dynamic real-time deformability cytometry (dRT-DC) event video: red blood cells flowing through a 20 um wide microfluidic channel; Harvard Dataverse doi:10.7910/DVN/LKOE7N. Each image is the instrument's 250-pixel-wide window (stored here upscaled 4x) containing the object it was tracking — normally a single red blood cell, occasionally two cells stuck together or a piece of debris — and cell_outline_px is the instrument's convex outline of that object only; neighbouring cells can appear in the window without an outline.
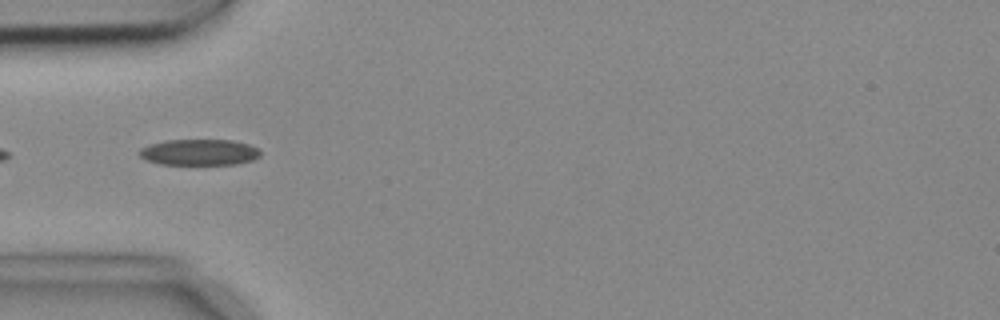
{"species": "common noctule bat (a hibernating species)", "species_latin": "Nyctalus noctula", "temperature_condition": "cold", "stored_images_in_passage": 8, "segment_of_instrument_passage": [2, 2], "camera_frame_rate_fps": 3000, "um_per_image_px": 0.085, "animal": {"sex": "female", "body_mass_g": 18.4}, "frame": {"image": 1, "passage_image": 5, "time_ms": 1.333, "image_size_px": [1000, 320], "cell_outline_px": [[260, 156], [252, 160], [236, 164], [160, 164], [148, 160], [140, 156], [140, 148], [152, 144], [168, 140], [232, 140], [248, 144], [256, 148], [260, 152]], "centroid_in_image_um": [16.96, 12.94], "position_along_channel_um": 68.0, "area_um2": 18.09}}
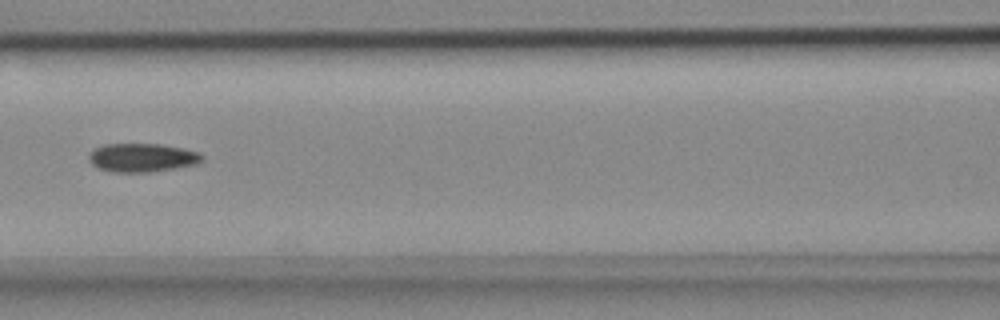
{"frame": {"image": 2, "passage_image": 7, "time_ms": 2.0, "image_size_px": [1000, 320], "cell_outline_px": [[204, 160], [196, 164], [176, 168], [152, 172], [112, 172], [100, 168], [92, 164], [88, 160], [88, 156], [96, 148], [104, 144], [164, 144], [184, 148], [200, 152], [204, 156]], "centroid_in_image_um": [12.14, 13.4], "position_along_channel_um": 154.5, "area_um2": 19.02}}
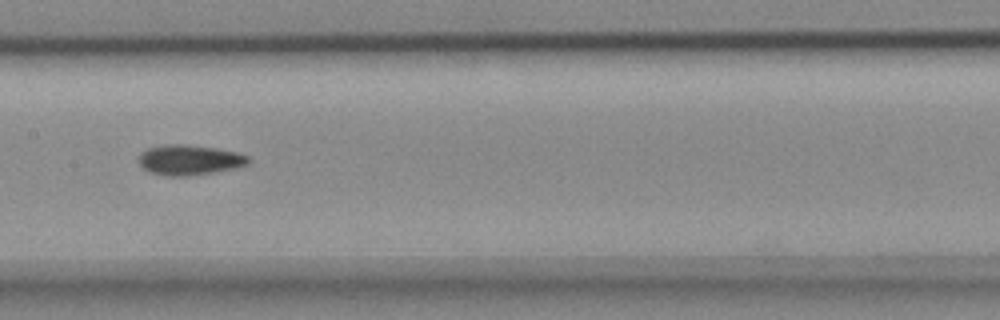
{"frame": {"image": 3, "passage_image": 8, "time_ms": 2.333, "image_size_px": [1000, 320], "cell_outline_px": [[248, 164], [236, 168], [188, 176], [164, 176], [152, 172], [144, 168], [140, 164], [140, 152], [148, 148], [164, 144], [184, 144], [216, 148], [236, 152], [248, 156]], "centroid_in_image_um": [16.09, 13.59], "position_along_channel_um": 191.3, "area_um2": 19.13}}